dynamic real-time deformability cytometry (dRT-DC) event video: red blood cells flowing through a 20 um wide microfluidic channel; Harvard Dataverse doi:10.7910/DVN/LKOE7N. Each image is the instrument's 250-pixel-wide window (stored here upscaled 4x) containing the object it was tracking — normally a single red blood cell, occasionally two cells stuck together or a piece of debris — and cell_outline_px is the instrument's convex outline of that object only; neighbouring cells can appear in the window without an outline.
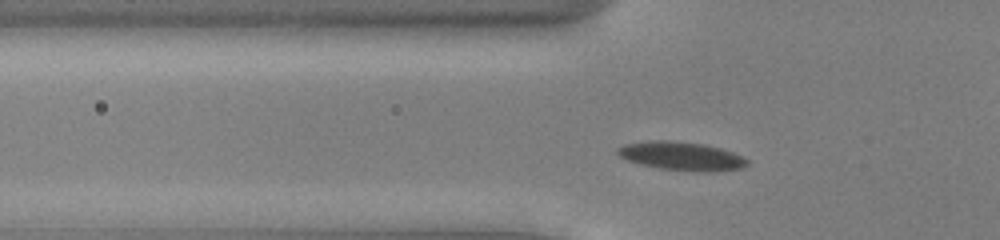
{"species": "common noctule bat (a hibernating species)", "species_latin": "Nyctalus noctula", "temperature_condition": "cold", "stored_images_in_passage": 45, "camera_frame_rate_fps": 3000, "um_per_image_px": 0.085, "animal": {"sex": "male", "body_mass_g": 13.0, "forearm_length_mm": 53.1}, "frame": {"image": 1, "passage_image": 9, "time_ms": 2.667, "image_size_px": [1000, 240], "cell_outline_px": [[748, 164], [744, 168], [716, 172], [696, 172], [660, 168], [640, 164], [628, 160], [620, 156], [616, 152], [616, 148], [624, 144], [648, 140], [668, 140], [704, 144], [720, 148], [732, 152], [748, 160]], "centroid_in_image_um": [57.93, 13.27], "position_along_channel_um": 67.9, "area_um2": 21.73}}
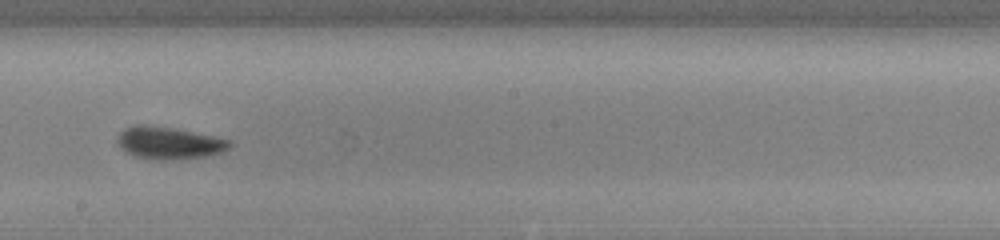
{"frame": {"image": 2, "passage_image": 22, "time_ms": 7.0, "image_size_px": [1000, 240], "cell_outline_px": [[232, 148], [220, 152], [204, 156], [164, 160], [156, 160], [136, 156], [124, 152], [116, 140], [116, 136], [124, 128], [136, 124], [144, 124], [176, 128], [232, 140]], "centroid_in_image_um": [14.34, 12.13], "position_along_channel_um": 233.9, "area_um2": 21.27}}
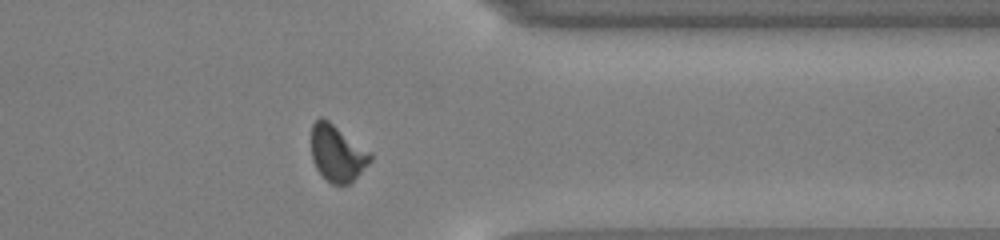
{"frame": {"image": 3, "passage_image": 34, "time_ms": 11.0, "image_size_px": [1000, 240], "cell_outline_px": [[372, 160], [348, 184], [332, 184], [316, 168], [312, 160], [312, 124], [320, 116], [328, 120], [372, 152]], "centroid_in_image_um": [28.67, 13.0], "position_along_channel_um": 382.7, "area_um2": 19.19}, "authors_computed_cell_mechanics": {"area_um2": 20.0566, "velocity_mm_per_s": 3.8824, "shape_relaxation_time_tau1_ms": 2.9395, "shape_relaxation_time_tau2_ms": 1.7449, "deformation_change_tau1": 0.1356, "deformation_change_tau2": 0.0677}}